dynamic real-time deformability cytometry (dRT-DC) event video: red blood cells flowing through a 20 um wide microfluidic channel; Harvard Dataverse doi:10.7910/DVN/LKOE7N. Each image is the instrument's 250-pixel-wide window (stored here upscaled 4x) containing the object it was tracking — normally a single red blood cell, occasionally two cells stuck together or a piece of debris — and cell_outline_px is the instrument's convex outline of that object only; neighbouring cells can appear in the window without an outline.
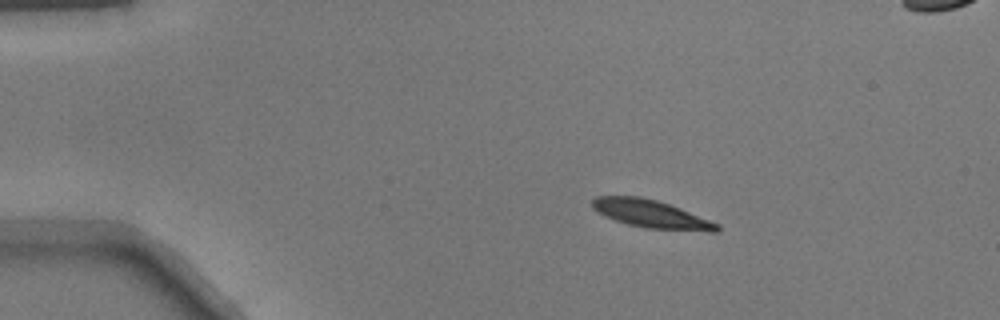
{"species": "common noctule bat (a hibernating species)", "species_latin": "Nyctalus noctula", "temperature_condition": "warm", "stored_images_in_passage": 44, "segment_of_instrument_passage": [1, 2], "camera_frame_rate_fps": 3000, "um_per_image_px": 0.085, "animal": {"sex": "male", "body_mass_g": 17.9}, "frame": {"image": 1, "passage_image": 1, "time_ms": 0.0, "image_size_px": [1000, 320], "cell_outline_px": [[720, 228], [716, 232], [708, 232], [644, 228], [628, 224], [604, 216], [592, 208], [592, 200], [596, 196], [640, 196], [656, 200], [680, 208], [720, 224]], "centroid_in_image_um": [55.36, 18.2], "position_along_channel_um": 29.6, "area_um2": 20.35}}
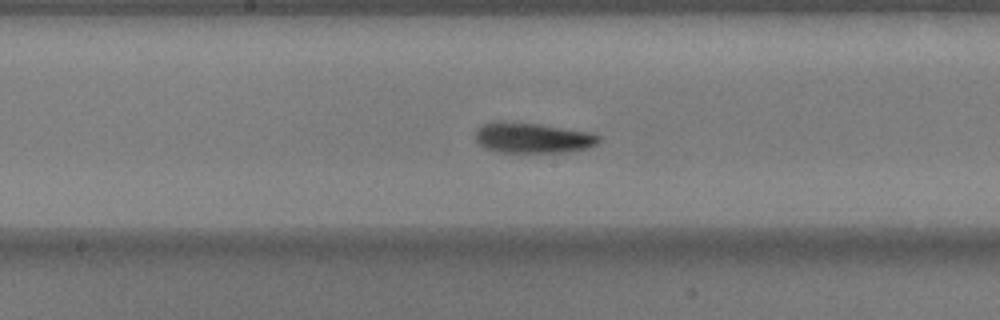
{"frame": {"image": 2, "passage_image": 19, "time_ms": 6.0, "image_size_px": [1000, 320], "cell_outline_px": [[600, 140], [596, 144], [588, 148], [568, 152], [500, 152], [484, 148], [476, 140], [476, 128], [484, 124], [496, 120], [540, 124], [592, 132], [600, 136]], "centroid_in_image_um": [45.28, 11.71], "position_along_channel_um": 202.9, "area_um2": 22.08}}
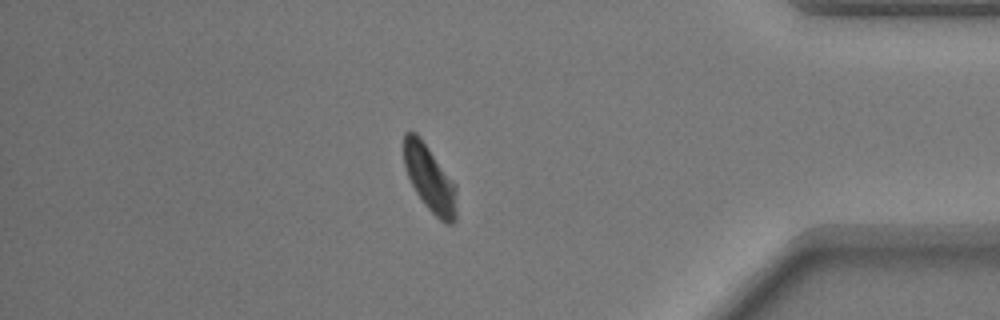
{"frame": {"image": 3, "passage_image": 36, "time_ms": 11.667, "image_size_px": [1000, 320], "cell_outline_px": [[456, 220], [452, 224], [448, 224], [440, 220], [424, 204], [416, 192], [408, 176], [404, 164], [404, 132], [416, 132], [420, 136], [456, 184]], "centroid_in_image_um": [36.54, 15.17], "position_along_channel_um": 398.7, "area_um2": 20.29}}